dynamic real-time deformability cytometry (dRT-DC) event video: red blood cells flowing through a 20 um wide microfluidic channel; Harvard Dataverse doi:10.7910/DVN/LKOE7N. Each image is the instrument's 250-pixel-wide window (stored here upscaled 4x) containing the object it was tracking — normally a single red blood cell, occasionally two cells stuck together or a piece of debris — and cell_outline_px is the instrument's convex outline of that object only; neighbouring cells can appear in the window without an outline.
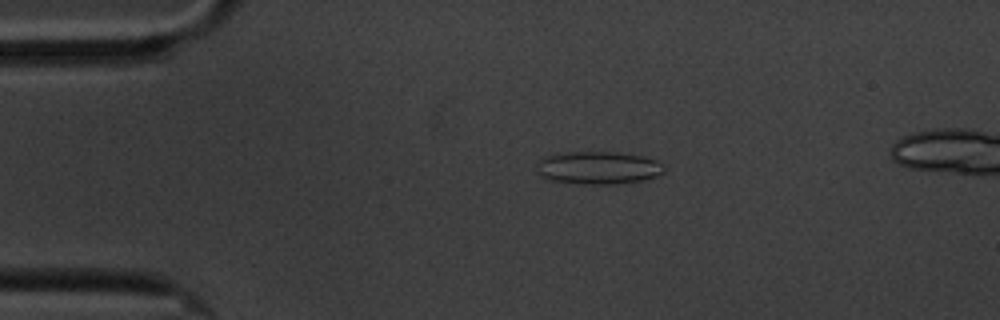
{"species": "common noctule bat (a hibernating species)", "species_latin": "Nyctalus noctula", "temperature_condition": "cold", "stored_images_in_passage": 5, "camera_frame_rate_fps": 3000, "um_per_image_px": 0.085, "animal": {"sex": "male", "body_mass_g": 20.1, "forearm_length_mm": 53.5}, "frame": {"image": 1, "passage_image": 3, "time_ms": 2.333, "image_size_px": [1000, 320], "cell_outline_px": [[664, 172], [656, 176], [644, 180], [616, 184], [584, 184], [544, 180], [536, 172], [536, 164], [544, 156], [568, 152], [612, 152], [644, 156], [656, 160], [664, 168]], "centroid_in_image_um": [50.79, 14.27], "position_along_channel_um": 34.2, "area_um2": 24.57}}